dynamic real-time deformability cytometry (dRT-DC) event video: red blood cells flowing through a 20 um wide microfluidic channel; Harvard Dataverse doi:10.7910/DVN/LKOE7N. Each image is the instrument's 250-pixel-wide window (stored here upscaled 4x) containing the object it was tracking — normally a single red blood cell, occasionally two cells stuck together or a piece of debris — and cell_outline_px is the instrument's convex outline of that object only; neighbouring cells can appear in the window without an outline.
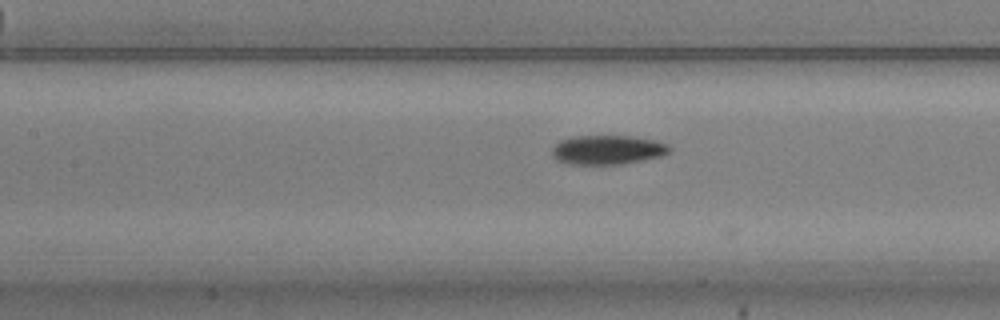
{"species": "common noctule bat (a hibernating species)", "species_latin": "Nyctalus noctula", "temperature_condition": "warm", "stored_images_in_passage": 23, "camera_frame_rate_fps": 3000, "um_per_image_px": 0.085, "animal": {"sex": "male", "body_mass_g": 20.5, "forearm_length_mm": 52.5}, "frame": {"image": 1, "passage_image": 8, "time_ms": 2.333, "image_size_px": [1000, 320], "cell_outline_px": [[672, 148], [664, 156], [644, 160], [620, 164], [568, 164], [556, 160], [552, 156], [552, 148], [560, 140], [572, 136], [628, 136], [656, 140], [668, 144]], "centroid_in_image_um": [51.65, 12.74], "position_along_channel_um": 155.8, "area_um2": 20.17}}
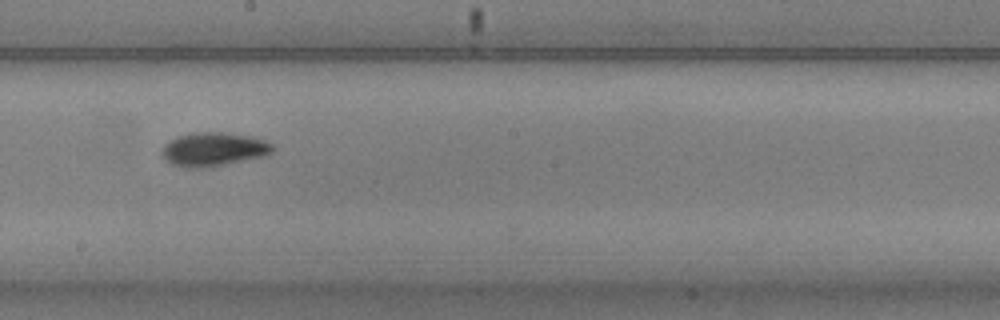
{"frame": {"image": 2, "passage_image": 14, "time_ms": 4.333, "image_size_px": [1000, 320], "cell_outline_px": [[276, 148], [268, 156], [224, 164], [200, 168], [184, 168], [172, 164], [160, 152], [164, 144], [168, 140], [192, 132], [220, 132], [252, 136], [264, 140], [272, 144]], "centroid_in_image_um": [18.18, 12.68], "position_along_channel_um": 230.0, "area_um2": 21.91}}
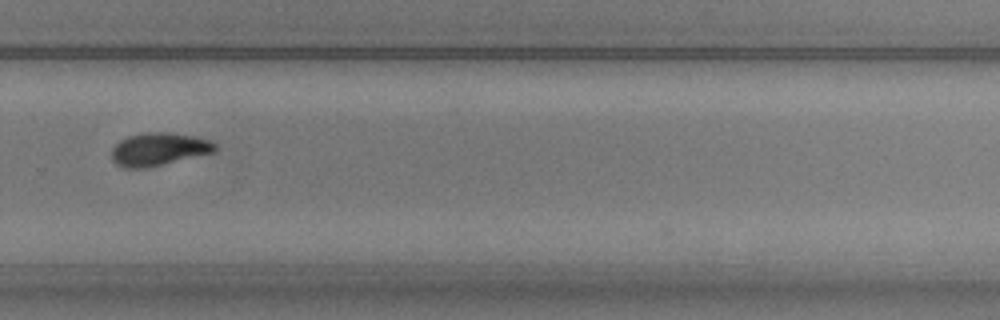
{"frame": {"image": 3, "passage_image": 21, "time_ms": 6.667, "image_size_px": [1000, 320], "cell_outline_px": [[216, 148], [212, 152], [144, 168], [124, 168], [116, 164], [112, 160], [112, 148], [120, 140], [128, 136], [140, 132], [172, 132], [192, 136], [208, 140], [216, 144]], "centroid_in_image_um": [13.43, 12.66], "position_along_channel_um": 316.4, "area_um2": 19.54}}